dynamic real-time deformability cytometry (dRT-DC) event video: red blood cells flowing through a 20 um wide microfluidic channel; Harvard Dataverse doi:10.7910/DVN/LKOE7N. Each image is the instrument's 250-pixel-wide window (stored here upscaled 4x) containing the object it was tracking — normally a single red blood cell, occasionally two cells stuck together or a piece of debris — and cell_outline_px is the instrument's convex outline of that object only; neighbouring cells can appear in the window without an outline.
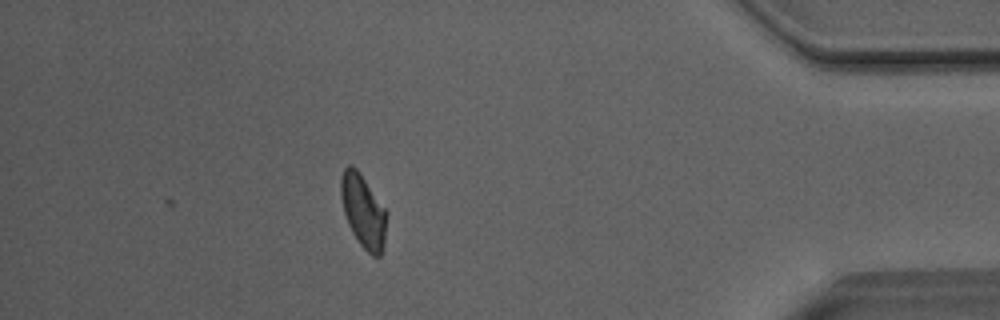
{"species": "Egyptian fruit bat (a non-hibernating species)", "species_latin": "Rousettus aegyptiacus", "temperature_condition": "room temperature", "stored_images_in_passage": 45, "camera_frame_rate_fps": 3000, "um_per_image_px": 0.085, "animal": {"sex": "male"}, "frame": {"image": 1, "passage_image": 45, "time_ms": 14.667, "image_size_px": [1000, 320], "cell_outline_px": [[388, 212], [384, 244], [380, 256], [372, 256], [360, 244], [352, 232], [348, 224], [344, 212], [340, 196], [340, 180], [344, 168], [348, 164], [352, 164], [360, 172]], "centroid_in_image_um": [30.88, 17.91], "position_along_channel_um": 404.3, "area_um2": 19.71}, "authors_computed_cell_mechanics": {"area_um2": 19.9988, "velocity_mm_per_s": 4.0343, "shape_relaxation_time_tau1_ms": null, "shape_relaxation_time_tau2_ms": 1.2196, "deformation_change_tau1": null, "deformation_change_tau2": 0.0686}}